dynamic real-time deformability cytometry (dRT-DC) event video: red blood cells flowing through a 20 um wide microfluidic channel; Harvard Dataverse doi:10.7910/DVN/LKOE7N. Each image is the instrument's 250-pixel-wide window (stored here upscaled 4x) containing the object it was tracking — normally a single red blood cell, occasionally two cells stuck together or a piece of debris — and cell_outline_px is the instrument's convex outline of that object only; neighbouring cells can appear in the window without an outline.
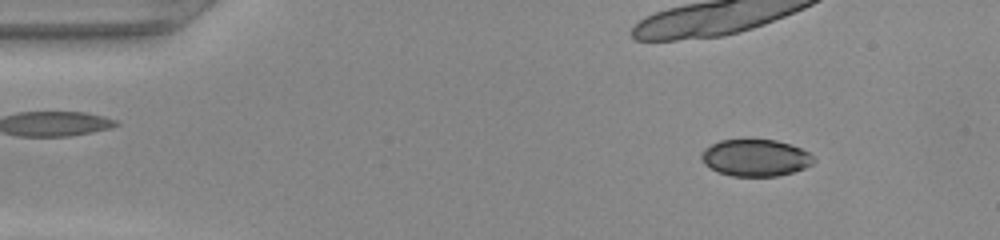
{"species": "common noctule bat (a hibernating species)", "species_latin": "Nyctalus noctula", "temperature_condition": "warm", "stored_images_in_passage": 16, "camera_frame_rate_fps": 3000, "um_per_image_px": 0.085, "animal": {"sex": "female", "body_mass_g": 22.0, "forearm_length_mm": 56.7}, "frame": {"image": 1, "passage_image": 5, "time_ms": 1.333, "image_size_px": [1000, 240], "cell_outline_px": [[816, 160], [812, 164], [804, 168], [792, 172], [776, 176], [732, 176], [720, 172], [704, 164], [700, 160], [700, 152], [704, 148], [720, 140], [776, 140], [800, 148], [808, 152]], "centroid_in_image_um": [64.19, 13.41], "position_along_channel_um": 20.8, "area_um2": 23.99}}